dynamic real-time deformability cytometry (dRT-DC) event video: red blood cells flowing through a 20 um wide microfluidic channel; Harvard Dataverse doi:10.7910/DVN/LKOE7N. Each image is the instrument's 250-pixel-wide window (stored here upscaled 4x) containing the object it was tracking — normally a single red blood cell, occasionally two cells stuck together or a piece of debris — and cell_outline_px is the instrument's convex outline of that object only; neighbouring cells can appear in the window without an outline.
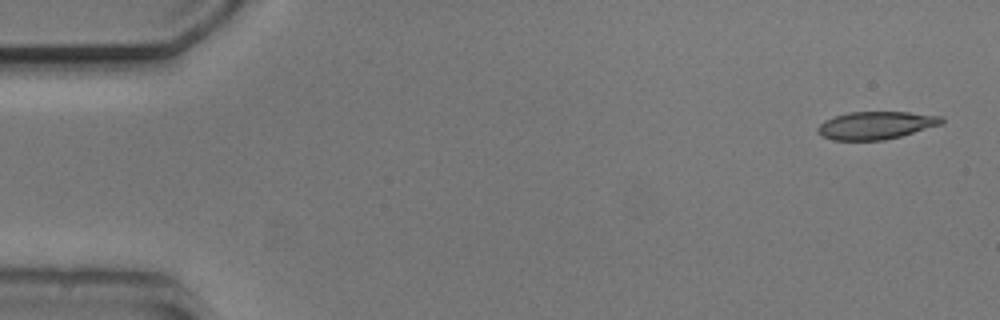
{"species": "common noctule bat (a hibernating species)", "species_latin": "Nyctalus noctula", "temperature_condition": "cold", "stored_images_in_passage": 5, "camera_frame_rate_fps": 3000, "um_per_image_px": 0.085, "animal": {"sex": "male", "body_mass_g": 20.5, "forearm_length_mm": 52.5}, "frame": {"image": 1, "passage_image": 1, "time_ms": 0.0, "image_size_px": [1000, 320], "cell_outline_px": [[944, 124], [900, 136], [884, 140], [832, 140], [816, 132], [816, 128], [824, 120], [832, 116], [848, 112], [908, 112], [944, 116]], "centroid_in_image_um": [74.46, 10.64], "position_along_channel_um": 10.5, "area_um2": 20.23}}
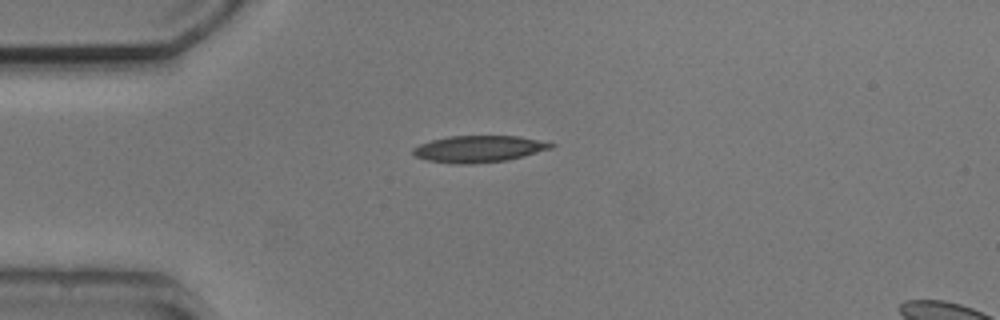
{"frame": {"image": 2, "passage_image": 3, "time_ms": 3.667, "image_size_px": [1000, 320], "cell_outline_px": [[556, 144], [552, 148], [524, 156], [508, 160], [472, 164], [456, 164], [428, 160], [416, 156], [412, 152], [412, 148], [420, 144], [432, 140], [448, 136], [520, 136]], "centroid_in_image_um": [40.7, 12.66], "position_along_channel_um": 44.3, "area_um2": 21.39}}
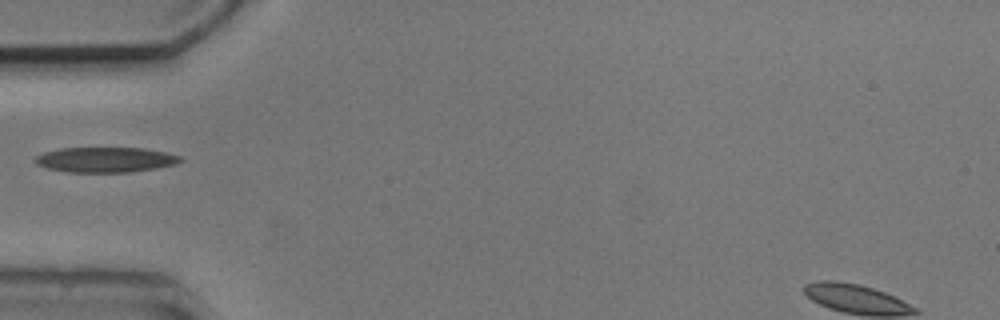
{"frame": {"image": 3, "passage_image": 4, "time_ms": 5.0, "image_size_px": [1000, 320], "cell_outline_px": [[184, 160], [176, 164], [156, 168], [128, 172], [68, 172], [48, 168], [36, 164], [36, 156], [44, 152], [60, 148], [144, 148], [168, 152], [180, 156]], "centroid_in_image_um": [9.0, 13.57], "position_along_channel_um": 76.0, "area_um2": 21.27}}